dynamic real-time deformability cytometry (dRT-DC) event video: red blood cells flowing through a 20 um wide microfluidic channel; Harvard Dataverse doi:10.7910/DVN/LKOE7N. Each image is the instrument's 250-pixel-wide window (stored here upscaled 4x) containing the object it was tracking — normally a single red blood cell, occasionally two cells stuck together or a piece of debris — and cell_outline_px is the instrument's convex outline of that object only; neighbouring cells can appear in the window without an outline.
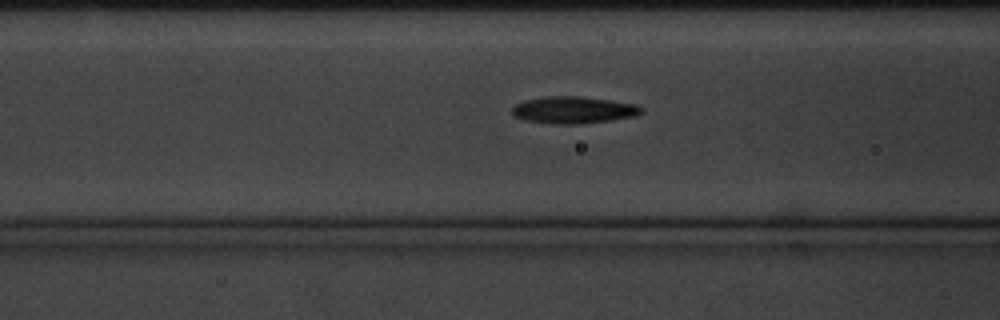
{"species": "common noctule bat (a hibernating species)", "species_latin": "Nyctalus noctula", "temperature_condition": "cold", "stored_images_in_passage": 33, "camera_frame_rate_fps": 3000, "um_per_image_px": 0.085, "animal": {"sex": "male", "body_mass_g": 20.1, "forearm_length_mm": 53.5}, "frame": {"image": 1, "passage_image": 7, "time_ms": 2.0, "image_size_px": [1000, 320], "cell_outline_px": [[644, 112], [636, 116], [612, 120], [572, 124], [556, 124], [528, 120], [516, 116], [512, 112], [512, 108], [516, 104], [524, 100], [548, 96], [580, 96], [612, 100], [636, 104], [644, 108]], "centroid_in_image_um": [48.82, 9.33], "position_along_channel_um": 117.8, "area_um2": 20.23}}
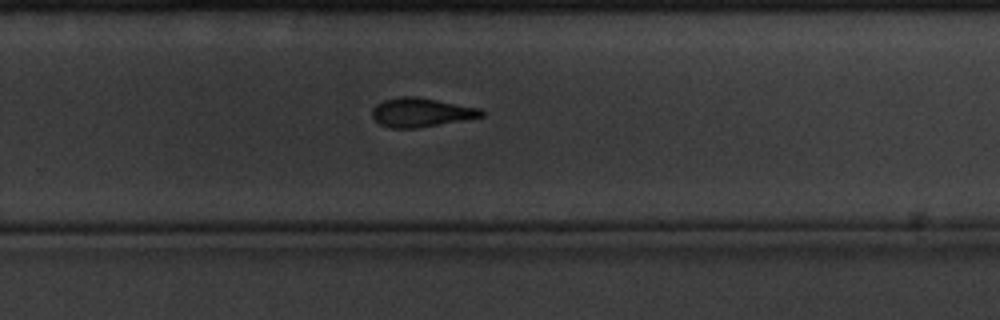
{"frame": {"image": 2, "passage_image": 23, "time_ms": 7.333, "image_size_px": [1000, 320], "cell_outline_px": [[484, 116], [416, 128], [392, 128], [380, 124], [372, 116], [372, 108], [376, 104], [384, 100], [400, 96], [416, 96], [480, 108], [484, 112]], "centroid_in_image_um": [35.77, 9.54], "position_along_channel_um": 294.0, "area_um2": 18.26}}
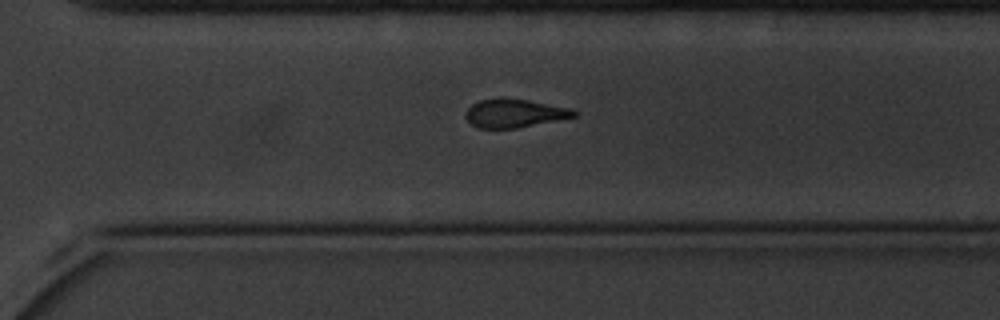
{"frame": {"image": 3, "passage_image": 26, "time_ms": 8.333, "image_size_px": [1000, 320], "cell_outline_px": [[576, 116], [516, 128], [476, 128], [464, 116], [468, 108], [472, 104], [480, 100], [528, 100], [572, 108], [576, 112]], "centroid_in_image_um": [43.72, 9.65], "position_along_channel_um": 326.9, "area_um2": 17.34}}